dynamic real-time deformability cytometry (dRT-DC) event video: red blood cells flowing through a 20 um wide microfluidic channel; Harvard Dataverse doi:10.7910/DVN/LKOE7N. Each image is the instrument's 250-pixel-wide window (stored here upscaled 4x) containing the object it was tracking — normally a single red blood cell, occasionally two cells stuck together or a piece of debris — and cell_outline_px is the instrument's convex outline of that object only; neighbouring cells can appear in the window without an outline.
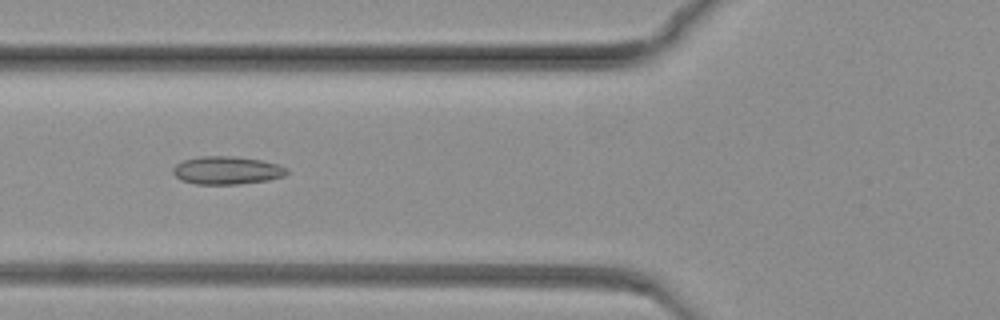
{"species": "common noctule bat (a hibernating species)", "species_latin": "Nyctalus noctula", "temperature_condition": "warm", "stored_images_in_passage": 61, "camera_frame_rate_fps": 3000, "um_per_image_px": 0.085, "animal": {"sex": "female", "body_mass_g": 19.3, "forearm_length_mm": 54.1}, "frame": {"image": 1, "passage_image": 10, "time_ms": 3.0, "image_size_px": [1000, 320], "cell_outline_px": [[288, 172], [284, 176], [268, 180], [240, 184], [196, 184], [180, 180], [172, 172], [172, 168], [176, 164], [184, 160], [200, 156], [236, 156], [260, 160], [280, 164], [288, 168]], "centroid_in_image_um": [19.29, 14.48], "position_along_channel_um": 106.5, "area_um2": 18.73}}
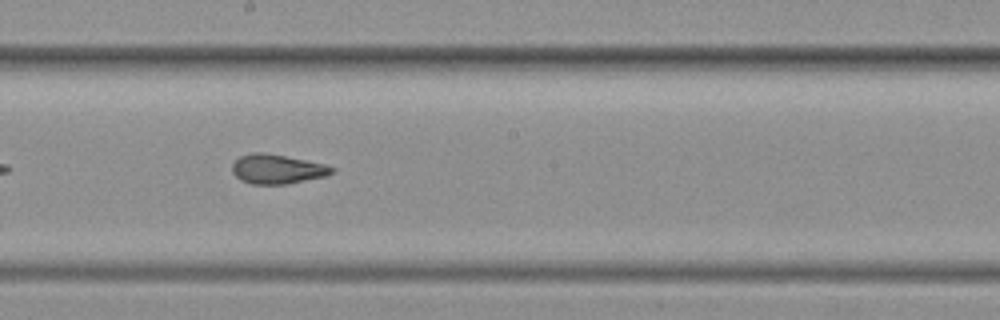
{"frame": {"image": 2, "passage_image": 24, "time_ms": 7.667, "image_size_px": [1000, 320], "cell_outline_px": [[336, 168], [328, 176], [288, 184], [252, 184], [240, 180], [232, 172], [232, 164], [240, 156], [252, 152], [264, 152], [324, 164]], "centroid_in_image_um": [23.55, 14.38], "position_along_channel_um": 224.6, "area_um2": 17.11}}
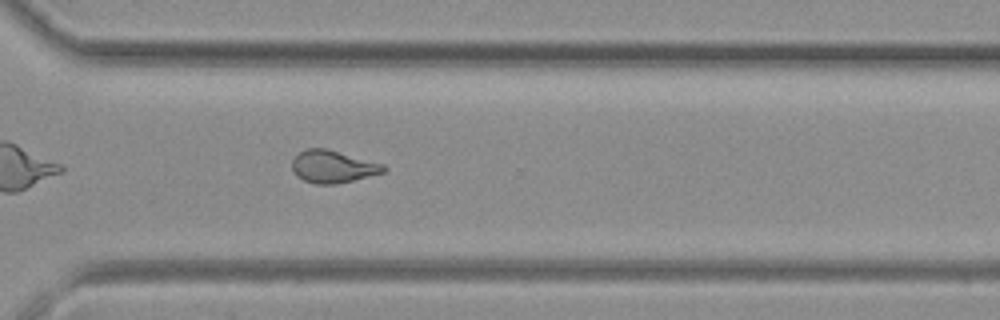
{"frame": {"image": 3, "passage_image": 38, "time_ms": 12.333, "image_size_px": [1000, 320], "cell_outline_px": [[388, 168], [384, 172], [336, 184], [316, 184], [304, 180], [296, 176], [292, 168], [292, 160], [304, 148], [324, 148], [384, 164]], "centroid_in_image_um": [28.28, 14.16], "position_along_channel_um": 342.3, "area_um2": 17.11}}